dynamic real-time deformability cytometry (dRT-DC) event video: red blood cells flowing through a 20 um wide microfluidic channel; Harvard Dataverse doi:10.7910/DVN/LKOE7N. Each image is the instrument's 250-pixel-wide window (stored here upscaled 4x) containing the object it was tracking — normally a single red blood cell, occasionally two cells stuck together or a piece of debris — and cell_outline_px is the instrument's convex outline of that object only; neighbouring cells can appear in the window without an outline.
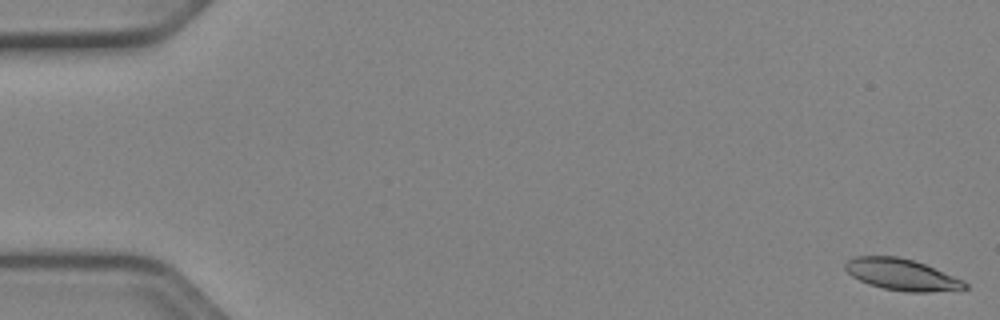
{"species": "Egyptian fruit bat (a non-hibernating species)", "species_latin": "Rousettus aegyptiacus", "temperature_condition": "cold", "stored_images_in_passage": 52, "camera_frame_rate_fps": 3000, "um_per_image_px": 0.085, "animal": {"sex": "female"}, "frame": {"image": 1, "passage_image": 1, "time_ms": 0.0, "image_size_px": [1000, 320], "cell_outline_px": [[968, 288], [960, 292], [908, 292], [884, 288], [868, 284], [852, 276], [844, 268], [844, 264], [848, 260], [856, 256], [896, 256], [912, 260], [924, 264], [964, 280], [968, 284]], "centroid_in_image_um": [76.72, 23.37], "position_along_channel_um": 8.3, "area_um2": 22.14}}
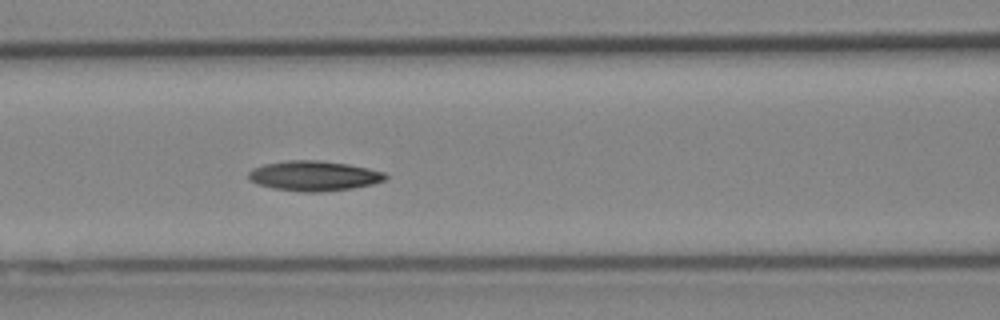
{"frame": {"image": 2, "passage_image": 23, "time_ms": 7.333, "image_size_px": [1000, 320], "cell_outline_px": [[388, 176], [384, 180], [372, 184], [352, 188], [320, 192], [304, 192], [272, 188], [256, 184], [248, 180], [248, 172], [252, 168], [264, 164], [288, 160], [320, 160], [348, 164], [368, 168], [384, 172]], "centroid_in_image_um": [26.64, 14.94], "position_along_channel_um": 140.0, "area_um2": 24.04}}
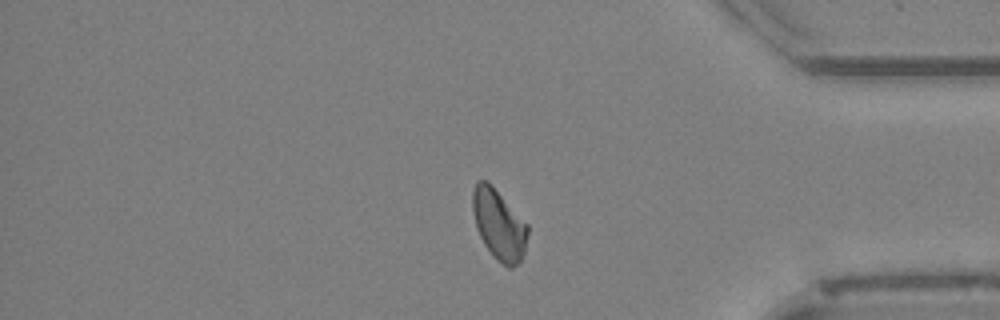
{"frame": {"image": 3, "passage_image": 44, "time_ms": 14.333, "image_size_px": [1000, 320], "cell_outline_px": [[528, 232], [524, 252], [520, 260], [512, 268], [508, 268], [496, 260], [484, 244], [476, 228], [472, 208], [472, 192], [476, 180], [488, 180], [528, 224]], "centroid_in_image_um": [42.39, 19.06], "position_along_channel_um": 392.8, "area_um2": 22.72}, "authors_computed_cell_mechanics": {"area_um2": 22.542, "velocity_mm_per_s": 3.9198, "shape_relaxation_time_tau1_ms": 5.5948, "shape_relaxation_time_tau2_ms": null, "deformation_change_tau1": 0.142, "deformation_change_tau2": null}}